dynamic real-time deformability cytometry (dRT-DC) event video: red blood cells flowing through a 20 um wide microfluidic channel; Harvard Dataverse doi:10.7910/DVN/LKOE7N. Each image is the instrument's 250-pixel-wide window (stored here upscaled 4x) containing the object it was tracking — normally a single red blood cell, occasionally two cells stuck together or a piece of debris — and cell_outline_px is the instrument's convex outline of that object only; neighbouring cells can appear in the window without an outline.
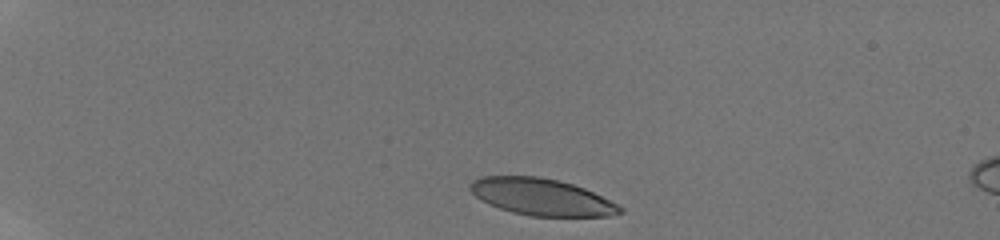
{"species": "human", "species_latin": "Homo sapiens", "temperature_condition": "room temperature", "stored_images_in_passage": 10, "camera_frame_rate_fps": 3000, "um_per_image_px": 0.085, "donor": {"sex": "male"}, "frame": {"image": 1, "passage_image": 1, "time_ms": 0.0, "image_size_px": [1000, 240], "cell_outline_px": [[620, 208], [596, 216], [540, 216], [520, 212], [508, 208], [480, 180], [496, 176], [524, 176], [552, 180], [568, 184], [580, 188]], "centroid_in_image_um": [46.41, 16.76], "position_along_channel_um": 38.6, "area_um2": 25.95}}